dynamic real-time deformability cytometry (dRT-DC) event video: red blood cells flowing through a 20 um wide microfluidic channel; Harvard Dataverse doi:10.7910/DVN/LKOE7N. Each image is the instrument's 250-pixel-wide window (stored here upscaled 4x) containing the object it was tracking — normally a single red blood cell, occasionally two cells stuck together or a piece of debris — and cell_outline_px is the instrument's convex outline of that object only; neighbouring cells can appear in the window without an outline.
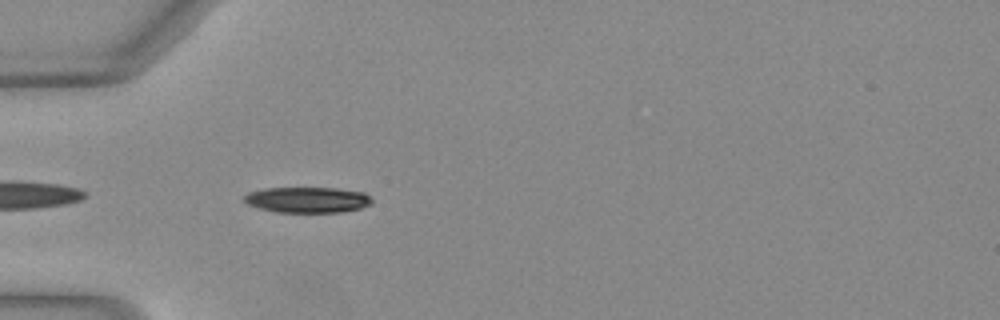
{"species": "Egyptian fruit bat (a non-hibernating species)", "species_latin": "Rousettus aegyptiacus", "temperature_condition": "warm", "stored_images_in_passage": 9, "camera_frame_rate_fps": 3000, "um_per_image_px": 0.085, "animal": {"sex": "female"}, "frame": {"image": 1, "passage_image": 3, "time_ms": 0.667, "image_size_px": [1000, 320], "cell_outline_px": [[372, 204], [360, 208], [340, 212], [276, 212], [260, 208], [248, 204], [244, 200], [244, 196], [248, 192], [264, 188], [336, 188], [364, 192], [372, 200]], "centroid_in_image_um": [26.13, 16.98], "position_along_channel_um": 58.9, "area_um2": 19.07}}
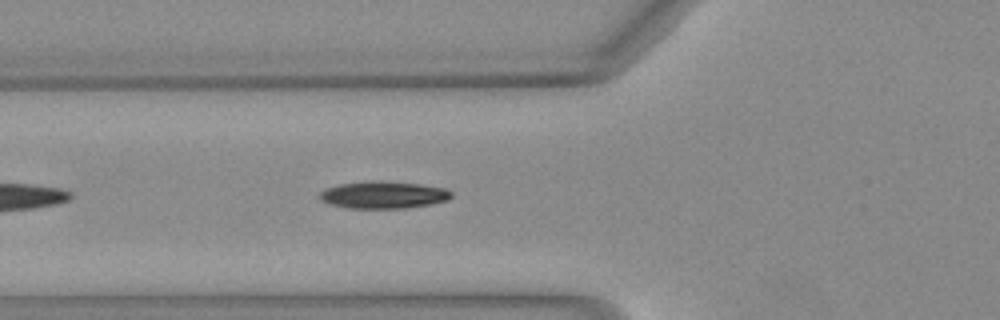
{"frame": {"image": 2, "passage_image": 6, "time_ms": 1.667, "image_size_px": [1000, 320], "cell_outline_px": [[452, 196], [448, 200], [432, 204], [408, 208], [348, 208], [328, 204], [320, 200], [320, 192], [328, 188], [340, 184], [372, 180], [380, 180], [420, 184], [444, 188], [452, 192]], "centroid_in_image_um": [32.6, 16.57], "position_along_channel_um": 93.2, "area_um2": 20.98}}